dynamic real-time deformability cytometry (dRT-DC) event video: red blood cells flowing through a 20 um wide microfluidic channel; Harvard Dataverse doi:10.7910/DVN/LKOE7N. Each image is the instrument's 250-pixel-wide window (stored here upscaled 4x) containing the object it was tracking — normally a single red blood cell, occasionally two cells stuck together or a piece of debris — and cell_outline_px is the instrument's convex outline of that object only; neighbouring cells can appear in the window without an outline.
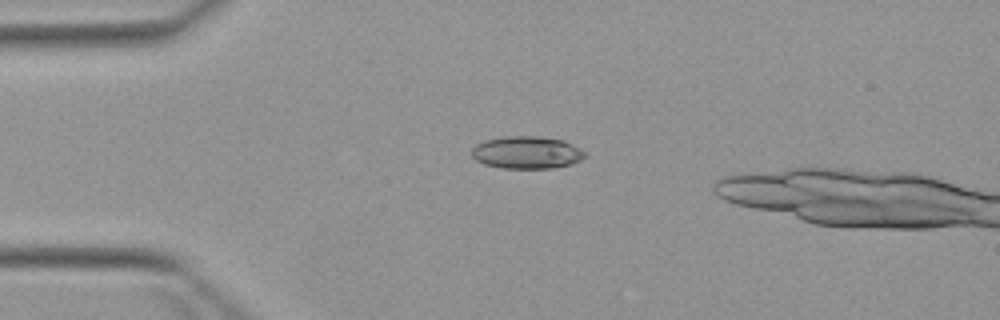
{"species": "Egyptian fruit bat (a non-hibernating species)", "species_latin": "Rousettus aegyptiacus", "temperature_condition": "warm", "stored_images_in_passage": 5, "camera_frame_rate_fps": 3000, "um_per_image_px": 0.085, "animal": {"sex": "female"}, "frame": {"image": 1, "passage_image": 4, "time_ms": 3.333, "image_size_px": [1000, 320], "cell_outline_px": [[584, 156], [580, 160], [572, 164], [552, 168], [500, 168], [484, 164], [476, 160], [472, 156], [472, 148], [476, 144], [484, 140], [504, 136], [536, 136], [564, 140], [580, 148], [584, 152]], "centroid_in_image_um": [44.75, 12.96], "position_along_channel_um": 40.3, "area_um2": 21.44}}